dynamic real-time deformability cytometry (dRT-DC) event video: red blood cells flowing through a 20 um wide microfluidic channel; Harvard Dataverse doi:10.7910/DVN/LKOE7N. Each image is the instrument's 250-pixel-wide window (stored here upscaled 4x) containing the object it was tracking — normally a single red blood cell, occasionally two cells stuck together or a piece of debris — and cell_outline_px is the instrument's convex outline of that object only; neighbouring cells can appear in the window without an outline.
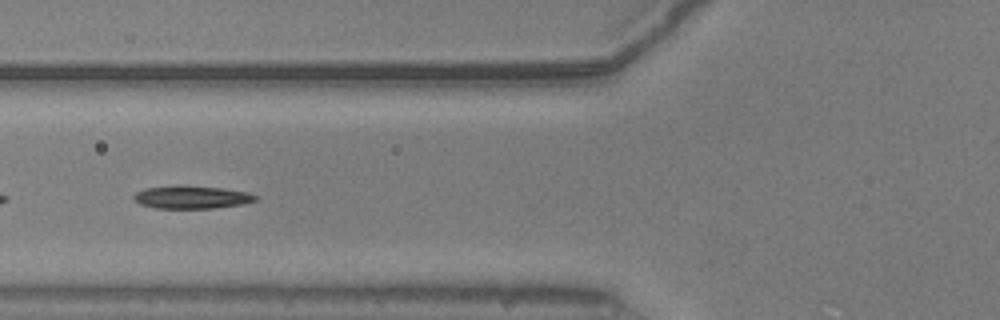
{"species": "common noctule bat (a hibernating species)", "species_latin": "Nyctalus noctula", "temperature_condition": "warm", "stored_images_in_passage": 40, "camera_frame_rate_fps": 3000, "um_per_image_px": 0.085, "animal": {"sex": "male", "body_mass_g": 20.5, "forearm_length_mm": 52.5}, "frame": {"image": 1, "passage_image": 9, "time_ms": 2.667, "image_size_px": [1000, 320], "cell_outline_px": [[260, 196], [256, 200], [244, 204], [212, 208], [156, 208], [140, 204], [132, 200], [132, 196], [136, 192], [144, 188], [220, 188], [248, 192]], "centroid_in_image_um": [16.32, 16.81], "position_along_channel_um": 109.5, "area_um2": 15.43}}
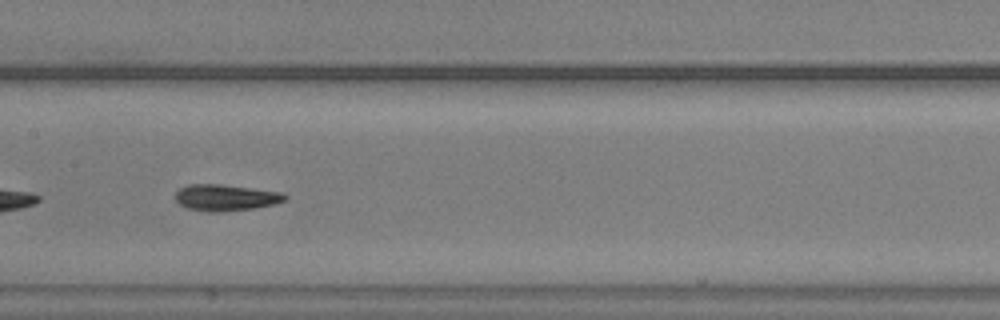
{"frame": {"image": 2, "passage_image": 15, "time_ms": 4.667, "image_size_px": [1000, 320], "cell_outline_px": [[288, 200], [276, 204], [256, 208], [220, 212], [208, 212], [188, 208], [180, 204], [176, 200], [176, 192], [180, 188], [188, 184], [220, 184], [252, 188], [280, 192], [288, 196]], "centroid_in_image_um": [19.22, 16.8], "position_along_channel_um": 188.2, "area_um2": 16.94}}
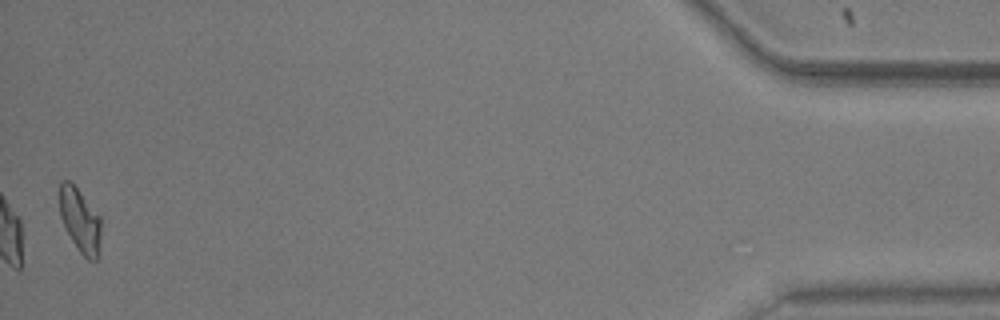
{"frame": {"image": 3, "passage_image": 40, "time_ms": 13.0, "image_size_px": [1000, 320], "cell_outline_px": [[100, 256], [96, 260], [88, 260], [80, 252], [64, 228], [60, 216], [60, 180], [68, 180], [80, 192], [100, 216]], "centroid_in_image_um": [6.81, 18.77], "position_along_channel_um": 428.4, "area_um2": 15.43}, "authors_computed_cell_mechanics": {"area_um2": 16.3285, "velocity_mm_per_s": 3.9063, "shape_relaxation_time_tau1_ms": 2.8582, "shape_relaxation_time_tau2_ms": 2.9027, "deformation_change_tau1": 0.1643, "deformation_change_tau2": 0.1152}}